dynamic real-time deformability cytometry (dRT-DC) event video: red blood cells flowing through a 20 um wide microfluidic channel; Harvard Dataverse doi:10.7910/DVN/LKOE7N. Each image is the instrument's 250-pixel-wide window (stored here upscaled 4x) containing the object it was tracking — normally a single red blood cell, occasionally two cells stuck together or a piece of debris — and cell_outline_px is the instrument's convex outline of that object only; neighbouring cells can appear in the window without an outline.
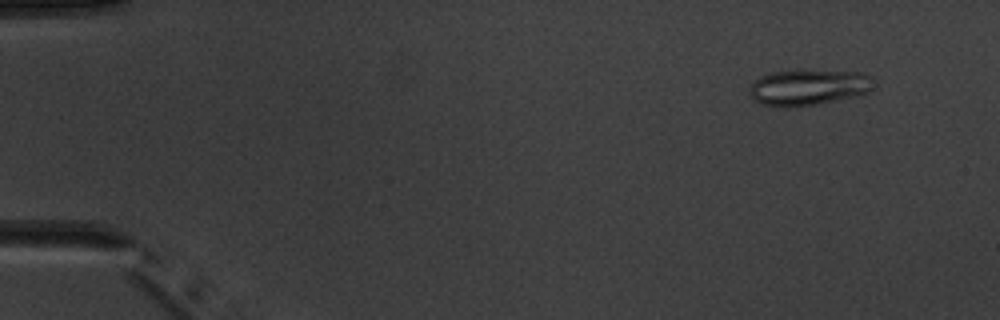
{"species": "common noctule bat (a hibernating species)", "species_latin": "Nyctalus noctula", "temperature_condition": "warm", "stored_images_in_passage": 4, "camera_frame_rate_fps": 3000, "um_per_image_px": 0.085, "animal": {"sex": "male", "body_mass_g": 20.1, "forearm_length_mm": 53.5}, "frame": {"image": 1, "passage_image": 1, "time_ms": 0.0, "image_size_px": [1000, 320], "cell_outline_px": [[876, 76], [868, 92], [856, 96], [820, 104], [788, 108], [760, 104], [748, 92], [752, 84], [760, 76], [772, 72], [796, 68], [864, 72]], "centroid_in_image_um": [68.75, 7.39], "position_along_channel_um": 16.2, "area_um2": 26.93}}
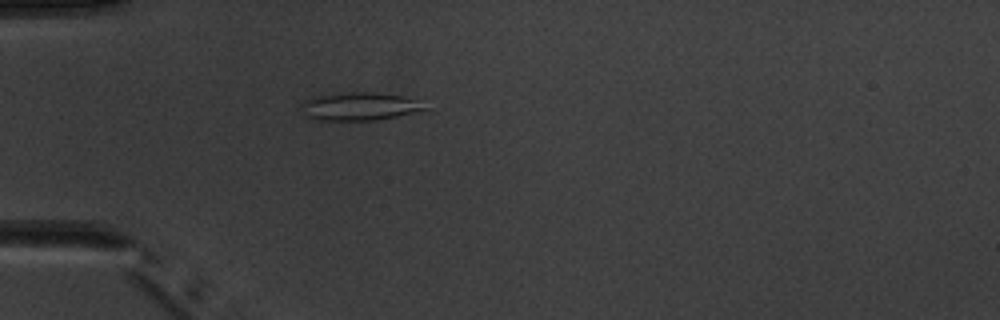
{"frame": {"image": 2, "passage_image": 4, "time_ms": 3.667, "image_size_px": [1000, 320], "cell_outline_px": [[428, 108], [416, 112], [376, 120], [316, 120], [308, 116], [300, 104], [304, 100], [320, 96], [352, 92], [376, 92], [404, 96], [416, 100]], "centroid_in_image_um": [30.59, 9.04], "position_along_channel_um": 54.4, "area_um2": 19.77}}